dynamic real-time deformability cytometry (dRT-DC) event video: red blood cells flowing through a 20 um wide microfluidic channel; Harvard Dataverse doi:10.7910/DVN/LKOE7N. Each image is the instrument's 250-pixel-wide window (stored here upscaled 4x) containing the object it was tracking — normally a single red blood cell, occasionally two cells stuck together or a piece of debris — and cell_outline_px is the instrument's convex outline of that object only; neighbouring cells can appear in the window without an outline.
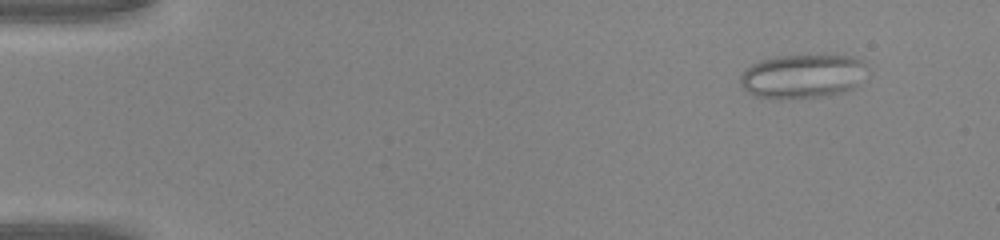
{"species": "common noctule bat (a hibernating species)", "species_latin": "Nyctalus noctula", "temperature_condition": "warm", "stored_images_in_passage": 43, "camera_frame_rate_fps": 3000, "um_per_image_px": 0.085, "animal": {"sex": "male", "body_mass_g": 20.0, "forearm_length_mm": 53.3}, "frame": {"image": 1, "passage_image": 1, "time_ms": 0.0, "image_size_px": [1000, 240], "cell_outline_px": [[872, 72], [852, 88], [844, 92], [828, 96], [756, 96], [748, 92], [740, 84], [740, 76], [752, 64], [760, 60], [776, 56], [828, 52], [852, 56], [864, 60]], "centroid_in_image_um": [68.38, 6.38], "position_along_channel_um": 16.6, "area_um2": 33.23}}
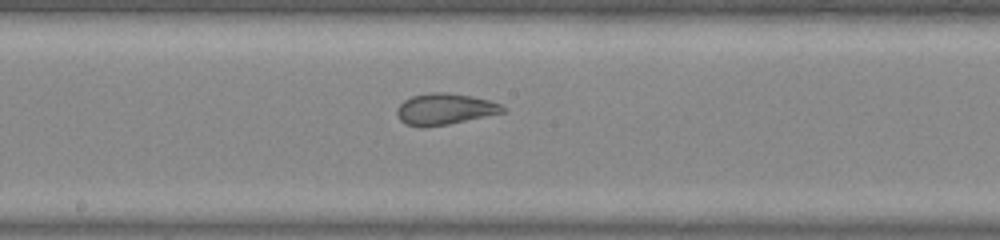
{"frame": {"image": 2, "passage_image": 22, "time_ms": 7.0, "image_size_px": [1000, 240], "cell_outline_px": [[508, 108], [504, 112], [448, 124], [424, 128], [420, 128], [404, 124], [396, 116], [396, 108], [404, 100], [412, 96], [432, 92], [444, 92], [472, 96], [488, 100], [500, 104]], "centroid_in_image_um": [37.76, 9.28], "position_along_channel_um": 210.4, "area_um2": 19.42}}
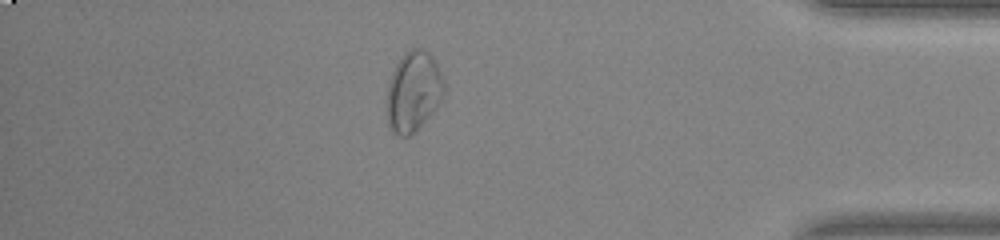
{"frame": {"image": 3, "passage_image": 37, "time_ms": 12.0, "image_size_px": [1000, 240], "cell_outline_px": [[444, 92], [440, 100], [432, 112], [408, 136], [400, 136], [392, 132], [388, 128], [388, 80], [396, 64], [404, 52], [412, 48], [420, 48], [428, 52], [436, 64], [444, 80]], "centroid_in_image_um": [35.12, 7.75], "position_along_channel_um": 400.1, "area_um2": 26.18}}